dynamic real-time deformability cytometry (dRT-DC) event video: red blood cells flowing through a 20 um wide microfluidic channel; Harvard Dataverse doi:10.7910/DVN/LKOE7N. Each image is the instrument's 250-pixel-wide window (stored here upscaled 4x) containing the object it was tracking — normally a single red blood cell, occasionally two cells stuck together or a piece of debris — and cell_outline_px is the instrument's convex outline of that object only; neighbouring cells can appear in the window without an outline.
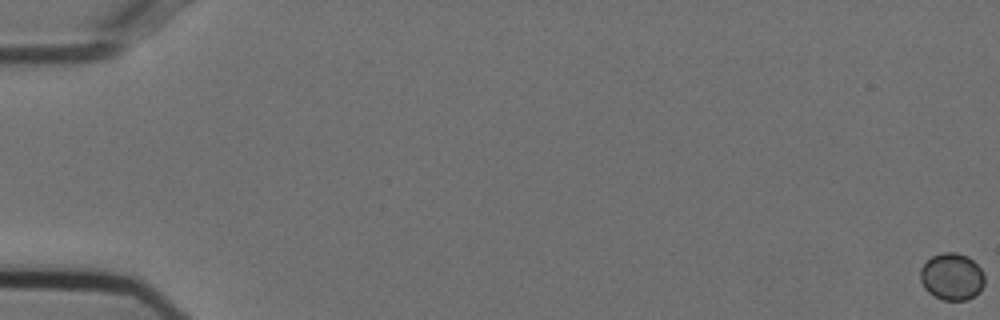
{"species": "Egyptian fruit bat (a non-hibernating species)", "species_latin": "Rousettus aegyptiacus", "temperature_condition": "cold", "stored_images_in_passage": 57, "camera_frame_rate_fps": 3000, "um_per_image_px": 0.085, "animal": {"sex": "female"}, "frame": {"image": 1, "passage_image": 1, "time_ms": 0.0, "image_size_px": [1000, 320], "cell_outline_px": [[984, 284], [980, 292], [968, 300], [944, 300], [928, 292], [924, 288], [920, 280], [920, 268], [932, 256], [944, 252], [956, 252], [968, 256], [984, 272]], "centroid_in_image_um": [80.92, 23.51], "position_along_channel_um": 4.1, "area_um2": 17.69}}
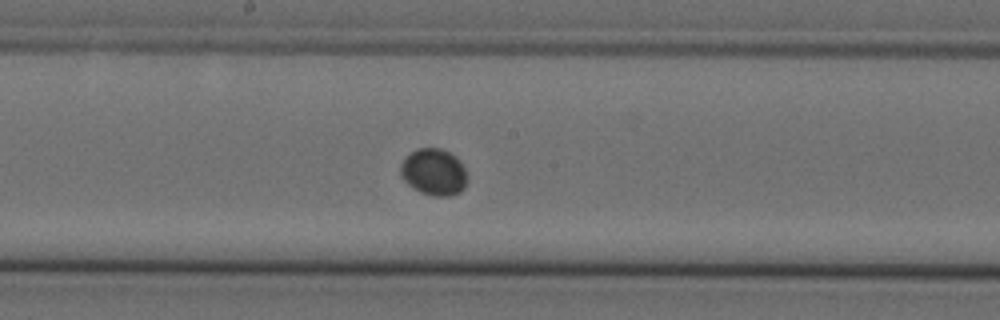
{"frame": {"image": 2, "passage_image": 32, "time_ms": 10.333, "image_size_px": [1000, 320], "cell_outline_px": [[464, 188], [460, 192], [452, 196], [432, 196], [420, 192], [408, 184], [400, 176], [400, 164], [416, 148], [440, 148], [456, 156], [460, 160], [464, 168]], "centroid_in_image_um": [36.85, 14.63], "position_along_channel_um": 211.4, "area_um2": 17.98}}
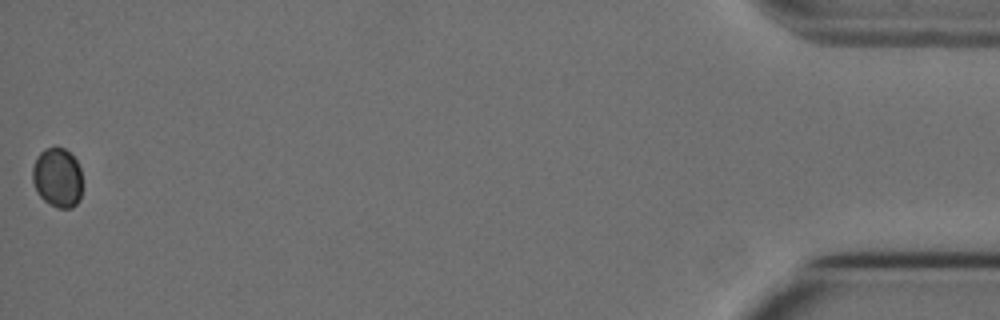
{"frame": {"image": 3, "passage_image": 57, "time_ms": 18.667, "image_size_px": [1000, 320], "cell_outline_px": [[80, 200], [72, 208], [56, 208], [44, 200], [36, 192], [32, 180], [32, 168], [36, 156], [44, 148], [64, 148], [76, 160], [80, 168]], "centroid_in_image_um": [4.85, 15.1], "position_along_channel_um": 430.4, "area_um2": 17.28}}